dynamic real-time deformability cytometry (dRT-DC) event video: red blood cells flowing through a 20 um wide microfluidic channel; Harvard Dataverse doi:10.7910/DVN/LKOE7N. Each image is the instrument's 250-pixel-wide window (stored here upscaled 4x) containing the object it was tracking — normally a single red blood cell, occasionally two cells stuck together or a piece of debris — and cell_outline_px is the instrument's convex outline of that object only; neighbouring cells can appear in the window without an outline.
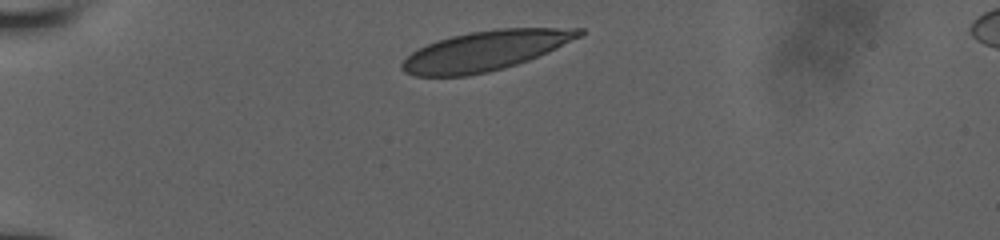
{"species": "human", "species_latin": "Homo sapiens", "temperature_condition": "room temperature", "stored_images_in_passage": 23, "camera_frame_rate_fps": 3000, "um_per_image_px": 0.085, "donor": {"sex": "male"}, "frame": {"image": 1, "passage_image": 1, "time_ms": 0.0, "image_size_px": [1000, 240], "cell_outline_px": [[584, 32], [580, 36], [548, 52], [528, 60], [504, 68], [488, 72], [468, 76], [416, 76], [404, 72], [400, 68], [400, 64], [412, 52], [436, 40], [468, 32], [496, 28], [584, 28]], "centroid_in_image_um": [41.23, 4.31], "position_along_channel_um": 43.8, "area_um2": 40.92}}
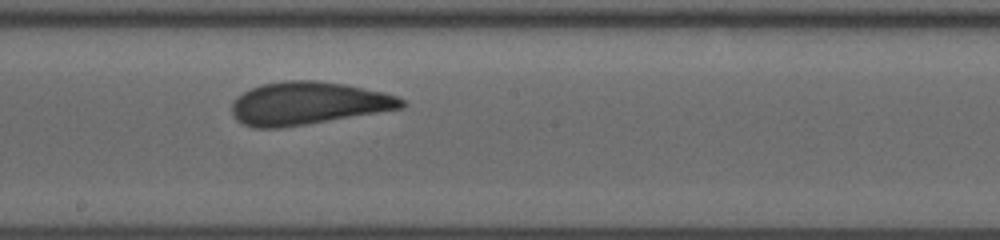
{"frame": {"image": 2, "passage_image": 11, "time_ms": 5.667, "image_size_px": [1000, 240], "cell_outline_px": [[408, 104], [404, 108], [280, 128], [256, 128], [244, 124], [236, 120], [232, 116], [232, 104], [236, 96], [260, 84], [284, 80], [316, 80], [344, 84], [384, 92], [396, 96], [404, 100]], "centroid_in_image_um": [26.17, 8.77], "position_along_channel_um": 222.0, "area_um2": 42.37}}
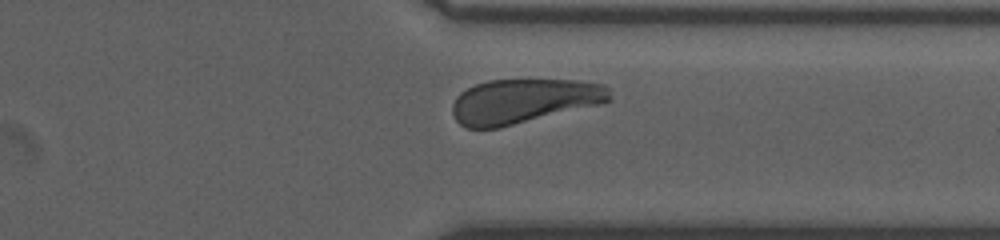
{"frame": {"image": 3, "passage_image": 20, "time_ms": 9.333, "image_size_px": [1000, 240], "cell_outline_px": [[612, 100], [600, 104], [500, 128], [468, 128], [460, 124], [456, 120], [452, 112], [452, 104], [456, 96], [460, 92], [476, 84], [488, 80], [580, 80], [604, 84], [608, 88], [612, 96]], "centroid_in_image_um": [44.52, 8.59], "position_along_channel_um": 366.9, "area_um2": 40.98}}